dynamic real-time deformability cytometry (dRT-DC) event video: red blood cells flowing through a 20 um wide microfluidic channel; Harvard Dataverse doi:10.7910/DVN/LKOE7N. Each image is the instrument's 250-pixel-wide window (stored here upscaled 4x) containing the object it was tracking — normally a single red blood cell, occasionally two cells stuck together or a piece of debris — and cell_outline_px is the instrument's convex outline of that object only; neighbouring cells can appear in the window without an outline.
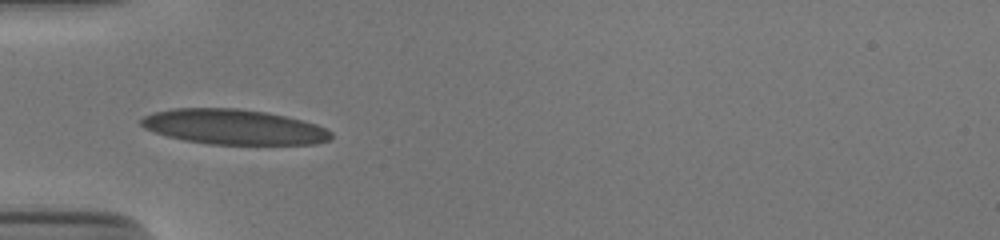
{"species": "human", "species_latin": "Homo sapiens", "temperature_condition": "cold", "stored_images_in_passage": 33, "camera_frame_rate_fps": 3000, "um_per_image_px": 0.085, "donor": {"sex": "male"}, "frame": {"image": 1, "passage_image": 1, "time_ms": 0.0, "image_size_px": [1000, 240], "cell_outline_px": [[332, 136], [328, 140], [316, 144], [208, 144], [184, 140], [168, 136], [144, 128], [140, 124], [140, 120], [144, 116], [152, 112], [172, 108], [236, 108], [264, 112], [284, 116], [316, 124], [332, 132]], "centroid_in_image_um": [19.83, 10.78], "position_along_channel_um": 65.2, "area_um2": 38.67}}
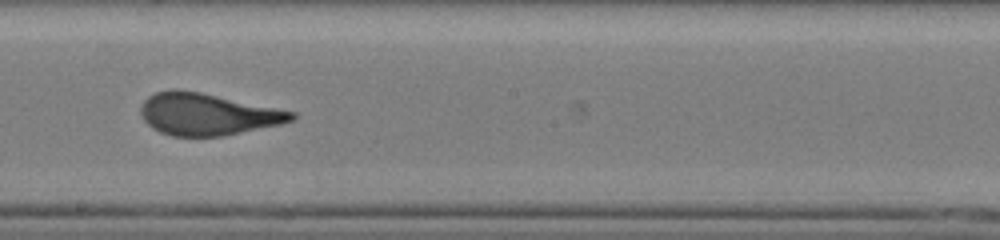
{"frame": {"image": 2, "passage_image": 14, "time_ms": 4.333, "image_size_px": [1000, 240], "cell_outline_px": [[296, 116], [292, 120], [280, 124], [220, 136], [172, 136], [160, 132], [152, 128], [144, 120], [140, 112], [140, 108], [144, 100], [148, 96], [156, 92], [200, 92], [296, 112]], "centroid_in_image_um": [17.63, 9.73], "position_along_channel_um": 230.6, "area_um2": 35.89}}
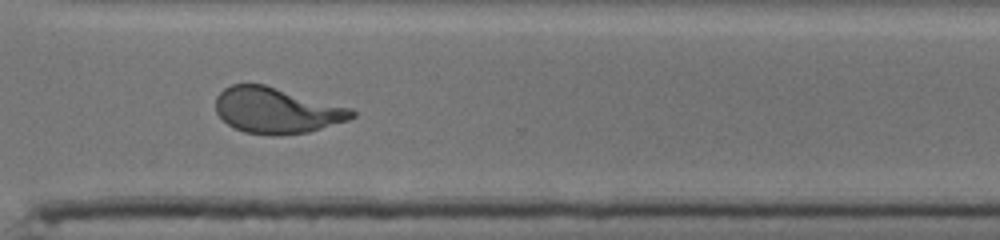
{"frame": {"image": 3, "passage_image": 23, "time_ms": 7.333, "image_size_px": [1000, 240], "cell_outline_px": [[356, 116], [348, 120], [308, 132], [276, 136], [268, 136], [244, 132], [228, 124], [216, 112], [216, 96], [224, 88], [232, 84], [264, 84], [352, 108], [356, 112]], "centroid_in_image_um": [23.52, 9.39], "position_along_channel_um": 347.1, "area_um2": 36.41}, "authors_computed_cell_mechanics": {"area_um2": 36.992, "velocity_mm_per_s": 3.8812, "shape_relaxation_time_tau1_ms": 5.9848, "shape_relaxation_time_tau2_ms": null, "deformation_change_tau1": 0.229, "deformation_change_tau2": null}}